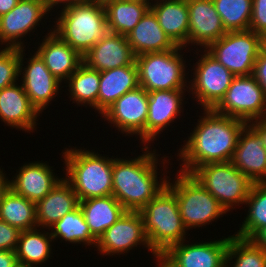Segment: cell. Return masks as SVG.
<instances>
[{
	"mask_svg": "<svg viewBox=\"0 0 266 267\" xmlns=\"http://www.w3.org/2000/svg\"><path fill=\"white\" fill-rule=\"evenodd\" d=\"M51 168L53 167L42 161L25 163L13 176L15 179L9 180V188L14 193L37 203L62 180Z\"/></svg>",
	"mask_w": 266,
	"mask_h": 267,
	"instance_id": "19",
	"label": "cell"
},
{
	"mask_svg": "<svg viewBox=\"0 0 266 267\" xmlns=\"http://www.w3.org/2000/svg\"><path fill=\"white\" fill-rule=\"evenodd\" d=\"M184 47L145 53L135 57L138 67L139 85L147 92L158 90L188 89L186 60L181 54ZM181 51V52H180ZM183 58V59H182Z\"/></svg>",
	"mask_w": 266,
	"mask_h": 267,
	"instance_id": "7",
	"label": "cell"
},
{
	"mask_svg": "<svg viewBox=\"0 0 266 267\" xmlns=\"http://www.w3.org/2000/svg\"><path fill=\"white\" fill-rule=\"evenodd\" d=\"M213 110L249 124L266 118V95L252 75L235 76L225 96Z\"/></svg>",
	"mask_w": 266,
	"mask_h": 267,
	"instance_id": "10",
	"label": "cell"
},
{
	"mask_svg": "<svg viewBox=\"0 0 266 267\" xmlns=\"http://www.w3.org/2000/svg\"><path fill=\"white\" fill-rule=\"evenodd\" d=\"M79 207L91 234L97 240L126 212L113 195L79 201Z\"/></svg>",
	"mask_w": 266,
	"mask_h": 267,
	"instance_id": "28",
	"label": "cell"
},
{
	"mask_svg": "<svg viewBox=\"0 0 266 267\" xmlns=\"http://www.w3.org/2000/svg\"><path fill=\"white\" fill-rule=\"evenodd\" d=\"M156 260H157V267H167L164 263H163V261H162V259L160 258V257H158V258H156Z\"/></svg>",
	"mask_w": 266,
	"mask_h": 267,
	"instance_id": "49",
	"label": "cell"
},
{
	"mask_svg": "<svg viewBox=\"0 0 266 267\" xmlns=\"http://www.w3.org/2000/svg\"><path fill=\"white\" fill-rule=\"evenodd\" d=\"M35 51L49 71L62 83L77 70L83 59L75 49L50 29Z\"/></svg>",
	"mask_w": 266,
	"mask_h": 267,
	"instance_id": "23",
	"label": "cell"
},
{
	"mask_svg": "<svg viewBox=\"0 0 266 267\" xmlns=\"http://www.w3.org/2000/svg\"><path fill=\"white\" fill-rule=\"evenodd\" d=\"M150 10L170 39L181 47H188L189 9L187 0H154Z\"/></svg>",
	"mask_w": 266,
	"mask_h": 267,
	"instance_id": "25",
	"label": "cell"
},
{
	"mask_svg": "<svg viewBox=\"0 0 266 267\" xmlns=\"http://www.w3.org/2000/svg\"><path fill=\"white\" fill-rule=\"evenodd\" d=\"M231 163L253 183L266 182V150L249 124L240 132Z\"/></svg>",
	"mask_w": 266,
	"mask_h": 267,
	"instance_id": "20",
	"label": "cell"
},
{
	"mask_svg": "<svg viewBox=\"0 0 266 267\" xmlns=\"http://www.w3.org/2000/svg\"><path fill=\"white\" fill-rule=\"evenodd\" d=\"M79 206V200L70 183L62 180L36 203L37 227L49 229L66 214Z\"/></svg>",
	"mask_w": 266,
	"mask_h": 267,
	"instance_id": "24",
	"label": "cell"
},
{
	"mask_svg": "<svg viewBox=\"0 0 266 267\" xmlns=\"http://www.w3.org/2000/svg\"><path fill=\"white\" fill-rule=\"evenodd\" d=\"M2 48V49H1ZM0 48V90L20 77V48Z\"/></svg>",
	"mask_w": 266,
	"mask_h": 267,
	"instance_id": "37",
	"label": "cell"
},
{
	"mask_svg": "<svg viewBox=\"0 0 266 267\" xmlns=\"http://www.w3.org/2000/svg\"><path fill=\"white\" fill-rule=\"evenodd\" d=\"M16 261L14 251L0 250V267H12Z\"/></svg>",
	"mask_w": 266,
	"mask_h": 267,
	"instance_id": "43",
	"label": "cell"
},
{
	"mask_svg": "<svg viewBox=\"0 0 266 267\" xmlns=\"http://www.w3.org/2000/svg\"><path fill=\"white\" fill-rule=\"evenodd\" d=\"M193 66V79L188 83L196 103L204 109H214L225 96L235 75L225 68L206 49Z\"/></svg>",
	"mask_w": 266,
	"mask_h": 267,
	"instance_id": "11",
	"label": "cell"
},
{
	"mask_svg": "<svg viewBox=\"0 0 266 267\" xmlns=\"http://www.w3.org/2000/svg\"><path fill=\"white\" fill-rule=\"evenodd\" d=\"M20 0H0V17L10 12Z\"/></svg>",
	"mask_w": 266,
	"mask_h": 267,
	"instance_id": "45",
	"label": "cell"
},
{
	"mask_svg": "<svg viewBox=\"0 0 266 267\" xmlns=\"http://www.w3.org/2000/svg\"><path fill=\"white\" fill-rule=\"evenodd\" d=\"M198 123L178 151L181 172L192 173L196 168L232 160L240 132L247 125L243 120L204 109Z\"/></svg>",
	"mask_w": 266,
	"mask_h": 267,
	"instance_id": "1",
	"label": "cell"
},
{
	"mask_svg": "<svg viewBox=\"0 0 266 267\" xmlns=\"http://www.w3.org/2000/svg\"><path fill=\"white\" fill-rule=\"evenodd\" d=\"M48 13L44 0H20L10 12L0 17V44L5 48L26 47L21 40L37 29L35 27Z\"/></svg>",
	"mask_w": 266,
	"mask_h": 267,
	"instance_id": "15",
	"label": "cell"
},
{
	"mask_svg": "<svg viewBox=\"0 0 266 267\" xmlns=\"http://www.w3.org/2000/svg\"><path fill=\"white\" fill-rule=\"evenodd\" d=\"M21 230L0 220V250L14 251L17 248Z\"/></svg>",
	"mask_w": 266,
	"mask_h": 267,
	"instance_id": "39",
	"label": "cell"
},
{
	"mask_svg": "<svg viewBox=\"0 0 266 267\" xmlns=\"http://www.w3.org/2000/svg\"><path fill=\"white\" fill-rule=\"evenodd\" d=\"M252 4L249 29L266 39V0H252Z\"/></svg>",
	"mask_w": 266,
	"mask_h": 267,
	"instance_id": "38",
	"label": "cell"
},
{
	"mask_svg": "<svg viewBox=\"0 0 266 267\" xmlns=\"http://www.w3.org/2000/svg\"><path fill=\"white\" fill-rule=\"evenodd\" d=\"M249 125L259 134L262 138L264 149L266 150V118L251 121Z\"/></svg>",
	"mask_w": 266,
	"mask_h": 267,
	"instance_id": "41",
	"label": "cell"
},
{
	"mask_svg": "<svg viewBox=\"0 0 266 267\" xmlns=\"http://www.w3.org/2000/svg\"><path fill=\"white\" fill-rule=\"evenodd\" d=\"M12 267H35V266L28 265L26 263H21V262L16 261V263Z\"/></svg>",
	"mask_w": 266,
	"mask_h": 267,
	"instance_id": "48",
	"label": "cell"
},
{
	"mask_svg": "<svg viewBox=\"0 0 266 267\" xmlns=\"http://www.w3.org/2000/svg\"><path fill=\"white\" fill-rule=\"evenodd\" d=\"M91 1L96 2L101 6H106L108 3L117 1V0H91Z\"/></svg>",
	"mask_w": 266,
	"mask_h": 267,
	"instance_id": "47",
	"label": "cell"
},
{
	"mask_svg": "<svg viewBox=\"0 0 266 267\" xmlns=\"http://www.w3.org/2000/svg\"><path fill=\"white\" fill-rule=\"evenodd\" d=\"M191 174L227 212L245 204L253 185L231 161L208 163L196 168Z\"/></svg>",
	"mask_w": 266,
	"mask_h": 267,
	"instance_id": "8",
	"label": "cell"
},
{
	"mask_svg": "<svg viewBox=\"0 0 266 267\" xmlns=\"http://www.w3.org/2000/svg\"><path fill=\"white\" fill-rule=\"evenodd\" d=\"M0 220L21 231L36 228V203L14 193L9 188L0 203Z\"/></svg>",
	"mask_w": 266,
	"mask_h": 267,
	"instance_id": "32",
	"label": "cell"
},
{
	"mask_svg": "<svg viewBox=\"0 0 266 267\" xmlns=\"http://www.w3.org/2000/svg\"><path fill=\"white\" fill-rule=\"evenodd\" d=\"M100 71L81 63L77 70L68 78L70 101L77 105L92 107L97 111ZM87 105V106H86Z\"/></svg>",
	"mask_w": 266,
	"mask_h": 267,
	"instance_id": "31",
	"label": "cell"
},
{
	"mask_svg": "<svg viewBox=\"0 0 266 267\" xmlns=\"http://www.w3.org/2000/svg\"><path fill=\"white\" fill-rule=\"evenodd\" d=\"M230 266L266 267V252L251 240L231 235L225 260V267Z\"/></svg>",
	"mask_w": 266,
	"mask_h": 267,
	"instance_id": "35",
	"label": "cell"
},
{
	"mask_svg": "<svg viewBox=\"0 0 266 267\" xmlns=\"http://www.w3.org/2000/svg\"><path fill=\"white\" fill-rule=\"evenodd\" d=\"M245 205L248 206L247 216L242 225L239 224L241 228L233 235L250 240L266 226V182L253 183Z\"/></svg>",
	"mask_w": 266,
	"mask_h": 267,
	"instance_id": "33",
	"label": "cell"
},
{
	"mask_svg": "<svg viewBox=\"0 0 266 267\" xmlns=\"http://www.w3.org/2000/svg\"><path fill=\"white\" fill-rule=\"evenodd\" d=\"M40 113L31 104L23 86L18 82L0 90V119L7 126L34 132Z\"/></svg>",
	"mask_w": 266,
	"mask_h": 267,
	"instance_id": "21",
	"label": "cell"
},
{
	"mask_svg": "<svg viewBox=\"0 0 266 267\" xmlns=\"http://www.w3.org/2000/svg\"><path fill=\"white\" fill-rule=\"evenodd\" d=\"M151 249L161 256L169 247L186 240L175 194L165 186L139 211Z\"/></svg>",
	"mask_w": 266,
	"mask_h": 267,
	"instance_id": "5",
	"label": "cell"
},
{
	"mask_svg": "<svg viewBox=\"0 0 266 267\" xmlns=\"http://www.w3.org/2000/svg\"><path fill=\"white\" fill-rule=\"evenodd\" d=\"M264 46L265 39L249 29L227 32L206 50L235 76H249Z\"/></svg>",
	"mask_w": 266,
	"mask_h": 267,
	"instance_id": "9",
	"label": "cell"
},
{
	"mask_svg": "<svg viewBox=\"0 0 266 267\" xmlns=\"http://www.w3.org/2000/svg\"><path fill=\"white\" fill-rule=\"evenodd\" d=\"M83 63L88 67L105 71L133 65L135 55L127 41L126 36L108 32L83 57Z\"/></svg>",
	"mask_w": 266,
	"mask_h": 267,
	"instance_id": "22",
	"label": "cell"
},
{
	"mask_svg": "<svg viewBox=\"0 0 266 267\" xmlns=\"http://www.w3.org/2000/svg\"><path fill=\"white\" fill-rule=\"evenodd\" d=\"M229 241L230 236L194 244L183 240L159 257L167 267H225Z\"/></svg>",
	"mask_w": 266,
	"mask_h": 267,
	"instance_id": "13",
	"label": "cell"
},
{
	"mask_svg": "<svg viewBox=\"0 0 266 267\" xmlns=\"http://www.w3.org/2000/svg\"><path fill=\"white\" fill-rule=\"evenodd\" d=\"M101 117L113 124L126 136H139L146 146V121L148 117V92L141 86L118 98Z\"/></svg>",
	"mask_w": 266,
	"mask_h": 267,
	"instance_id": "12",
	"label": "cell"
},
{
	"mask_svg": "<svg viewBox=\"0 0 266 267\" xmlns=\"http://www.w3.org/2000/svg\"><path fill=\"white\" fill-rule=\"evenodd\" d=\"M137 245H144V248H147L155 258L159 257L151 249L144 231L142 217L136 211H126L96 242L98 253L103 256L128 253Z\"/></svg>",
	"mask_w": 266,
	"mask_h": 267,
	"instance_id": "14",
	"label": "cell"
},
{
	"mask_svg": "<svg viewBox=\"0 0 266 267\" xmlns=\"http://www.w3.org/2000/svg\"><path fill=\"white\" fill-rule=\"evenodd\" d=\"M33 228L29 230L21 231L17 248L15 250L16 258L18 262L26 263L38 267L36 265H42L53 254L52 243L53 237L50 232Z\"/></svg>",
	"mask_w": 266,
	"mask_h": 267,
	"instance_id": "30",
	"label": "cell"
},
{
	"mask_svg": "<svg viewBox=\"0 0 266 267\" xmlns=\"http://www.w3.org/2000/svg\"><path fill=\"white\" fill-rule=\"evenodd\" d=\"M126 38L135 57L145 53L164 52L177 47L160 27L155 14L150 9L126 35Z\"/></svg>",
	"mask_w": 266,
	"mask_h": 267,
	"instance_id": "26",
	"label": "cell"
},
{
	"mask_svg": "<svg viewBox=\"0 0 266 267\" xmlns=\"http://www.w3.org/2000/svg\"><path fill=\"white\" fill-rule=\"evenodd\" d=\"M226 32L249 30L252 0H213Z\"/></svg>",
	"mask_w": 266,
	"mask_h": 267,
	"instance_id": "36",
	"label": "cell"
},
{
	"mask_svg": "<svg viewBox=\"0 0 266 267\" xmlns=\"http://www.w3.org/2000/svg\"><path fill=\"white\" fill-rule=\"evenodd\" d=\"M144 154L135 158L113 159L112 195L126 211L139 212L167 185L169 176L158 177L159 154L144 146ZM154 152V153H153ZM158 164V165H157ZM158 178L160 181H158ZM161 178V179H160Z\"/></svg>",
	"mask_w": 266,
	"mask_h": 267,
	"instance_id": "2",
	"label": "cell"
},
{
	"mask_svg": "<svg viewBox=\"0 0 266 267\" xmlns=\"http://www.w3.org/2000/svg\"><path fill=\"white\" fill-rule=\"evenodd\" d=\"M59 15L52 31L81 56L109 32L105 7L91 0L64 8Z\"/></svg>",
	"mask_w": 266,
	"mask_h": 267,
	"instance_id": "4",
	"label": "cell"
},
{
	"mask_svg": "<svg viewBox=\"0 0 266 267\" xmlns=\"http://www.w3.org/2000/svg\"><path fill=\"white\" fill-rule=\"evenodd\" d=\"M49 230L53 240L61 238V242L64 240L72 244L83 243L85 246L96 247L97 239L91 234L79 206L58 220Z\"/></svg>",
	"mask_w": 266,
	"mask_h": 267,
	"instance_id": "34",
	"label": "cell"
},
{
	"mask_svg": "<svg viewBox=\"0 0 266 267\" xmlns=\"http://www.w3.org/2000/svg\"><path fill=\"white\" fill-rule=\"evenodd\" d=\"M24 51H26L24 48H20L19 75H22L21 84L31 104L39 113H42L43 110L48 108L53 98L59 94L61 82L49 71L36 52L28 58V63L24 66Z\"/></svg>",
	"mask_w": 266,
	"mask_h": 267,
	"instance_id": "16",
	"label": "cell"
},
{
	"mask_svg": "<svg viewBox=\"0 0 266 267\" xmlns=\"http://www.w3.org/2000/svg\"><path fill=\"white\" fill-rule=\"evenodd\" d=\"M252 76L262 87L266 95V45L260 50L255 60Z\"/></svg>",
	"mask_w": 266,
	"mask_h": 267,
	"instance_id": "40",
	"label": "cell"
},
{
	"mask_svg": "<svg viewBox=\"0 0 266 267\" xmlns=\"http://www.w3.org/2000/svg\"><path fill=\"white\" fill-rule=\"evenodd\" d=\"M6 174L3 173V170H1L0 167V203L2 201L3 195L8 191L9 189V179ZM7 177V178H6Z\"/></svg>",
	"mask_w": 266,
	"mask_h": 267,
	"instance_id": "46",
	"label": "cell"
},
{
	"mask_svg": "<svg viewBox=\"0 0 266 267\" xmlns=\"http://www.w3.org/2000/svg\"><path fill=\"white\" fill-rule=\"evenodd\" d=\"M65 179L70 183L79 201L112 195L113 158L93 150L67 148L63 152Z\"/></svg>",
	"mask_w": 266,
	"mask_h": 267,
	"instance_id": "3",
	"label": "cell"
},
{
	"mask_svg": "<svg viewBox=\"0 0 266 267\" xmlns=\"http://www.w3.org/2000/svg\"><path fill=\"white\" fill-rule=\"evenodd\" d=\"M174 181L167 187L175 194L183 225L187 230L203 227L228 213L190 173L177 170ZM171 182V183H170Z\"/></svg>",
	"mask_w": 266,
	"mask_h": 267,
	"instance_id": "6",
	"label": "cell"
},
{
	"mask_svg": "<svg viewBox=\"0 0 266 267\" xmlns=\"http://www.w3.org/2000/svg\"><path fill=\"white\" fill-rule=\"evenodd\" d=\"M250 240L266 252V226L260 229Z\"/></svg>",
	"mask_w": 266,
	"mask_h": 267,
	"instance_id": "44",
	"label": "cell"
},
{
	"mask_svg": "<svg viewBox=\"0 0 266 267\" xmlns=\"http://www.w3.org/2000/svg\"><path fill=\"white\" fill-rule=\"evenodd\" d=\"M189 9L188 45L194 44L206 49L220 39L226 30L216 11L213 0H187ZM202 47V48H201Z\"/></svg>",
	"mask_w": 266,
	"mask_h": 267,
	"instance_id": "18",
	"label": "cell"
},
{
	"mask_svg": "<svg viewBox=\"0 0 266 267\" xmlns=\"http://www.w3.org/2000/svg\"><path fill=\"white\" fill-rule=\"evenodd\" d=\"M139 85L138 67L126 65L100 71L99 93L97 98V111L101 115L118 98L137 88Z\"/></svg>",
	"mask_w": 266,
	"mask_h": 267,
	"instance_id": "27",
	"label": "cell"
},
{
	"mask_svg": "<svg viewBox=\"0 0 266 267\" xmlns=\"http://www.w3.org/2000/svg\"><path fill=\"white\" fill-rule=\"evenodd\" d=\"M186 91L188 92L187 89L148 92L146 146H151L149 143L157 140V135L167 129L175 118L181 116Z\"/></svg>",
	"mask_w": 266,
	"mask_h": 267,
	"instance_id": "17",
	"label": "cell"
},
{
	"mask_svg": "<svg viewBox=\"0 0 266 267\" xmlns=\"http://www.w3.org/2000/svg\"><path fill=\"white\" fill-rule=\"evenodd\" d=\"M105 7L108 30L126 36L150 9L145 0H117Z\"/></svg>",
	"mask_w": 266,
	"mask_h": 267,
	"instance_id": "29",
	"label": "cell"
},
{
	"mask_svg": "<svg viewBox=\"0 0 266 267\" xmlns=\"http://www.w3.org/2000/svg\"><path fill=\"white\" fill-rule=\"evenodd\" d=\"M83 1H86V0H44L46 8L49 12L53 10L54 6L56 8L58 7L59 9V7L63 5V8L61 7L60 9H64V8H67L69 6H72L74 4H77Z\"/></svg>",
	"mask_w": 266,
	"mask_h": 267,
	"instance_id": "42",
	"label": "cell"
}]
</instances>
